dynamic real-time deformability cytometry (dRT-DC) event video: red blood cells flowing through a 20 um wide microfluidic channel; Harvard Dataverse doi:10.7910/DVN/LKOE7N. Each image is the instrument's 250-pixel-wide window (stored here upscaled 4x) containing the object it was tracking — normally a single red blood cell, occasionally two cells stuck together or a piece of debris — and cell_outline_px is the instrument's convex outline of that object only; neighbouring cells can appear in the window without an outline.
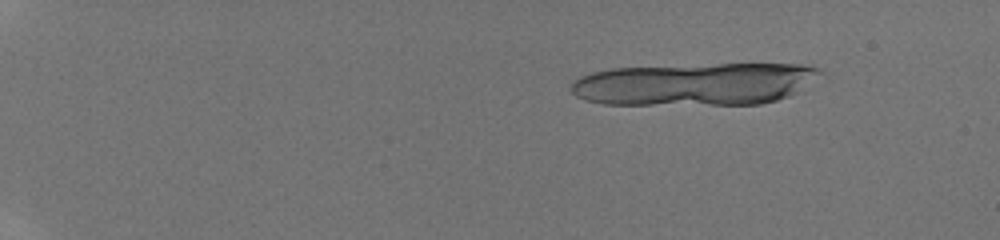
{"species": "human", "species_latin": "Homo sapiens", "temperature_condition": "room temperature", "stored_images_in_passage": 12, "camera_frame_rate_fps": 3000, "um_per_image_px": 0.085, "donor": {"sex": "male"}, "frame": {"image": 1, "passage_image": 6, "time_ms": 1.667, "image_size_px": [1000, 240], "cell_outline_px": [[828, 80], [788, 96], [776, 100], [760, 104], [604, 104], [584, 100], [576, 96], [572, 92], [572, 80], [580, 76], [592, 72], [612, 68], [716, 64], [804, 64], [820, 68], [828, 76]], "centroid_in_image_um": [59.25, 7.14], "position_along_channel_um": 25.7, "area_um2": 62.94}}
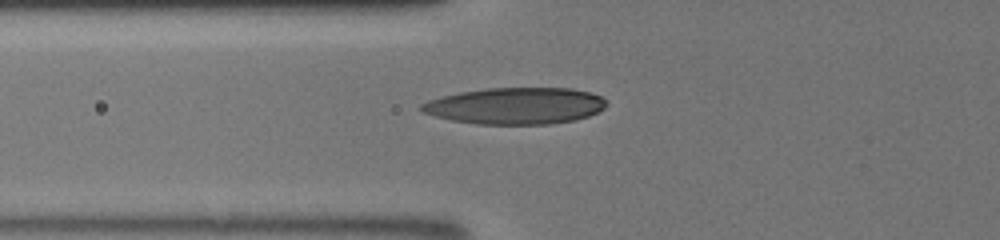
{"frame": {"image": 2, "passage_image": 12, "time_ms": 3.667, "image_size_px": [1000, 240], "cell_outline_px": [[608, 104], [604, 108], [588, 116], [576, 120], [548, 124], [476, 124], [452, 120], [436, 116], [424, 112], [420, 108], [420, 104], [428, 100], [440, 96], [460, 92], [488, 88], [572, 88], [592, 92], [608, 100]], "centroid_in_image_um": [43.85, 8.99], "position_along_channel_um": 82.0, "area_um2": 39.59}}